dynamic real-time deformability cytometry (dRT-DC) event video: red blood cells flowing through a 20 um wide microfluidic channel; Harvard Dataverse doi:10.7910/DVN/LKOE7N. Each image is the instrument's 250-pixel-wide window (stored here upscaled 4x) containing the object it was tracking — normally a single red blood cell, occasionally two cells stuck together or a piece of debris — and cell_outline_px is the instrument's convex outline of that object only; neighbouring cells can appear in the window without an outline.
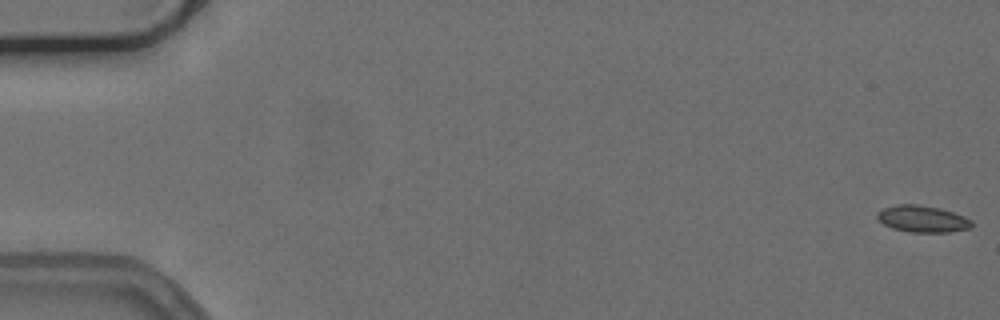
{"species": "common noctule bat (a hibernating species)", "species_latin": "Nyctalus noctula", "temperature_condition": "cold", "stored_images_in_passage": 55, "camera_frame_rate_fps": 3000, "um_per_image_px": 0.085, "animal": {"sex": "female", "body_mass_g": 24.6, "forearm_length_mm": 56.2}, "frame": {"image": 1, "passage_image": 1, "time_ms": 0.0, "image_size_px": [1000, 320], "cell_outline_px": [[972, 228], [948, 232], [912, 232], [892, 228], [884, 224], [876, 216], [876, 212], [884, 208], [900, 204], [916, 204], [940, 208], [964, 216], [972, 220]], "centroid_in_image_um": [78.42, 18.61], "position_along_channel_um": 6.6, "area_um2": 14.62}}
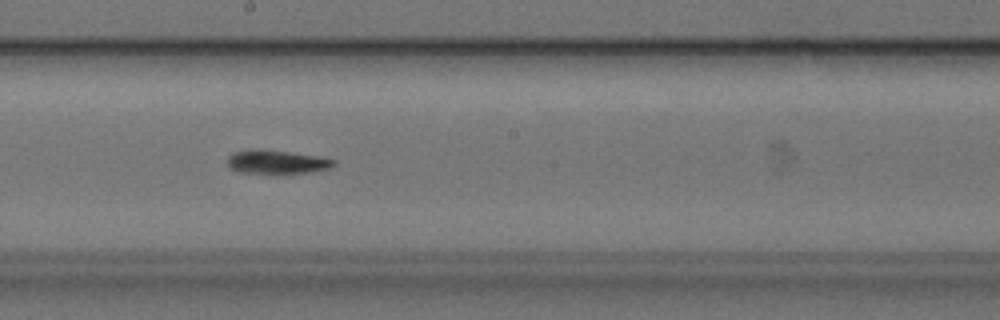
{"frame": {"image": 2, "passage_image": 31, "time_ms": 10.0, "image_size_px": [1000, 320], "cell_outline_px": [[336, 164], [328, 168], [308, 172], [240, 172], [228, 168], [228, 156], [232, 152], [248, 148], [264, 148], [320, 156], [336, 160]], "centroid_in_image_um": [23.47, 13.71], "position_along_channel_um": 224.7, "area_um2": 14.74}}
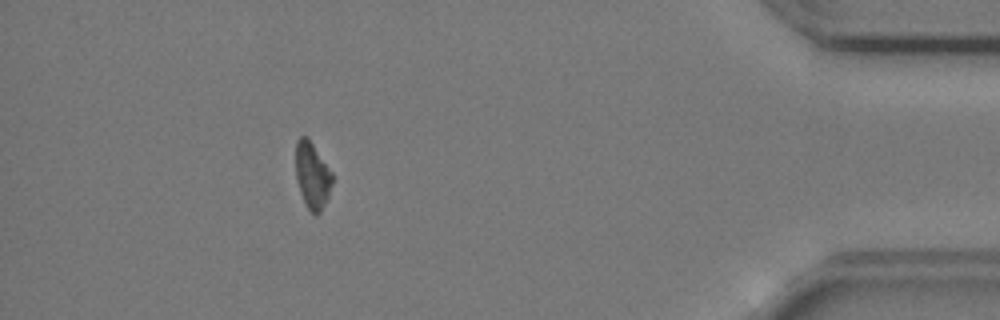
{"frame": {"image": 3, "passage_image": 50, "time_ms": 16.333, "image_size_px": [1000, 320], "cell_outline_px": [[332, 184], [328, 196], [320, 212], [316, 216], [308, 208], [304, 200], [296, 180], [296, 140], [300, 136], [304, 136], [312, 144], [332, 172]], "centroid_in_image_um": [26.54, 14.92], "position_along_channel_um": 408.7, "area_um2": 13.76}, "authors_computed_cell_mechanics": {"area_um2": 14.45, "velocity_mm_per_s": 3.7551, "shape_relaxation_time_tau1_ms": 5.7358, "shape_relaxation_time_tau2_ms": 0.8301, "deformation_change_tau1": 0.1507, "deformation_change_tau2": 0.0805}}